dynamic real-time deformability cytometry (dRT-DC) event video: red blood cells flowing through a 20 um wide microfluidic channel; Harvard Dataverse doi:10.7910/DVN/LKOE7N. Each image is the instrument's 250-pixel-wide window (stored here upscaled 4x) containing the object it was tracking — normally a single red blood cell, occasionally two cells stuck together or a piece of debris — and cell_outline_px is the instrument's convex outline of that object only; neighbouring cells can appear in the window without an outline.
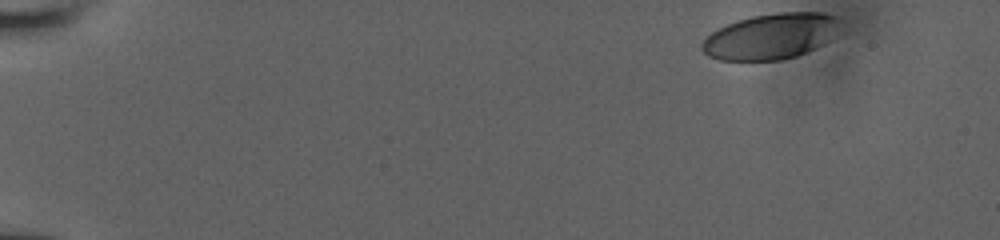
{"species": "human", "species_latin": "Homo sapiens", "temperature_condition": "room temperature", "stored_images_in_passage": 44, "camera_frame_rate_fps": 3000, "um_per_image_px": 0.085, "donor": {"sex": "male"}, "frame": {"image": 1, "passage_image": 1, "time_ms": 0.0, "image_size_px": [1000, 240], "cell_outline_px": [[840, 20], [828, 40], [824, 44], [796, 56], [780, 60], [720, 60], [708, 56], [700, 48], [700, 44], [712, 32], [736, 20], [752, 16], [780, 12], [820, 12], [836, 16]], "centroid_in_image_um": [65.47, 3.09], "position_along_channel_um": 19.5, "area_um2": 36.36}}
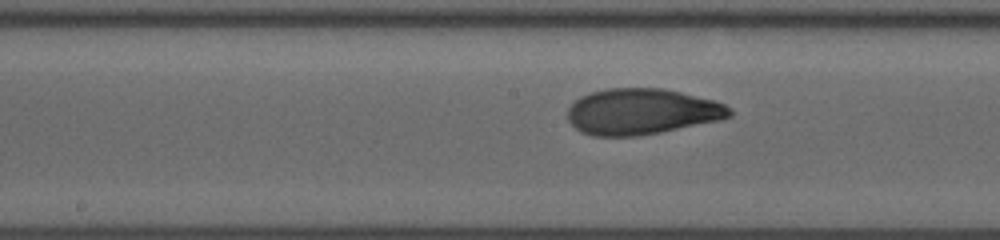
{"frame": {"image": 2, "passage_image": 26, "time_ms": 8.333, "image_size_px": [1000, 240], "cell_outline_px": [[732, 116], [720, 120], [660, 132], [636, 136], [592, 136], [580, 132], [568, 120], [568, 108], [580, 96], [592, 92], [608, 88], [664, 88], [716, 100], [732, 108]], "centroid_in_image_um": [54.57, 9.48], "position_along_channel_um": 193.6, "area_um2": 43.52}}
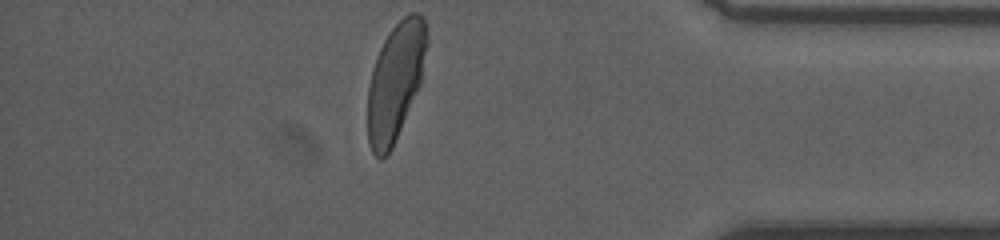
{"frame": {"image": 3, "passage_image": 44, "time_ms": 14.333, "image_size_px": [1000, 240], "cell_outline_px": [[428, 44], [420, 84], [392, 148], [380, 160], [372, 152], [368, 144], [368, 88], [372, 68], [380, 48], [388, 32], [408, 12], [416, 12], [424, 16], [428, 28]], "centroid_in_image_um": [33.63, 6.87], "position_along_channel_um": 401.6, "area_um2": 40.58}, "authors_computed_cell_mechanics": {"area_um2": 42.5119, "velocity_mm_per_s": 3.9095, "shape_relaxation_time_tau1_ms": 4.2198, "shape_relaxation_time_tau2_ms": 0.8676, "deformation_change_tau1": 0.1832, "deformation_change_tau2": 0.0602}}